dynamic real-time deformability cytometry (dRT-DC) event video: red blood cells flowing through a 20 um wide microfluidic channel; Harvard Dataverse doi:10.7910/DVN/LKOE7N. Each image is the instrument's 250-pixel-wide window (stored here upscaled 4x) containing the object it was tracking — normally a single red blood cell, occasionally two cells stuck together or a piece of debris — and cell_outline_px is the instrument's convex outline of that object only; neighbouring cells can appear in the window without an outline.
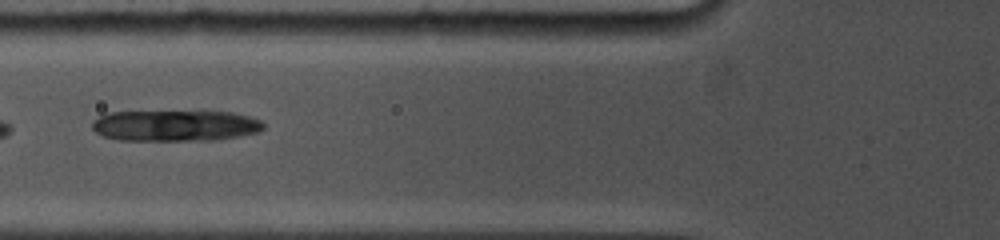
{"species": "common noctule bat (a hibernating species)", "species_latin": "Nyctalus noctula", "temperature_condition": "cold", "stored_images_in_passage": 10, "camera_frame_rate_fps": 5000, "um_per_image_px": 0.085, "animal": {"sex": "female", "body_mass_g": 19.0, "forearm_length_mm": 53.3}, "frame": {"image": 1, "passage_image": 7, "time_ms": 3.0, "image_size_px": [1000, 240], "cell_outline_px": [[264, 128], [260, 132], [216, 140], [120, 140], [100, 136], [92, 128], [92, 120], [108, 112], [232, 112], [248, 116], [260, 120], [264, 124]], "centroid_in_image_um": [14.88, 10.69], "position_along_channel_um": 110.9, "area_um2": 30.98}}